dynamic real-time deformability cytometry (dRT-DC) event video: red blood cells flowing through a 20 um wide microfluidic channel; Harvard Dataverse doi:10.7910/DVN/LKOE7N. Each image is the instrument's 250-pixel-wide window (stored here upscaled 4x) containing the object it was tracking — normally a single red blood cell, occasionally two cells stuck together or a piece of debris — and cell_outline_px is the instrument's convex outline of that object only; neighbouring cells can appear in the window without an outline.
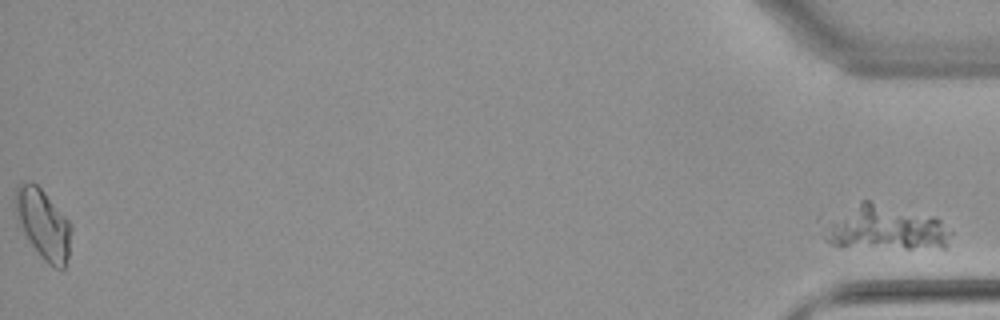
{"species": "common noctule bat (a hibernating species)", "species_latin": "Nyctalus noctula", "temperature_condition": "warm", "stored_images_in_passage": 54, "segment_of_instrument_passage": [2, 2], "camera_frame_rate_fps": 3000, "um_per_image_px": 0.085, "animal": {"sex": "female", "body_mass_g": 22.7, "forearm_length_mm": 54.2}, "frame": {"image": 1, "passage_image": 54, "time_ms": 17.667, "image_size_px": [1000, 320], "cell_outline_px": [[952, 232], [944, 248], [904, 248], [832, 244], [824, 236], [816, 220], [816, 216], [820, 212], [864, 200], [868, 200], [932, 216], [940, 220]], "centroid_in_image_um": [74.96, 19.28], "position_along_channel_um": 360.2, "area_um2": 34.74}}